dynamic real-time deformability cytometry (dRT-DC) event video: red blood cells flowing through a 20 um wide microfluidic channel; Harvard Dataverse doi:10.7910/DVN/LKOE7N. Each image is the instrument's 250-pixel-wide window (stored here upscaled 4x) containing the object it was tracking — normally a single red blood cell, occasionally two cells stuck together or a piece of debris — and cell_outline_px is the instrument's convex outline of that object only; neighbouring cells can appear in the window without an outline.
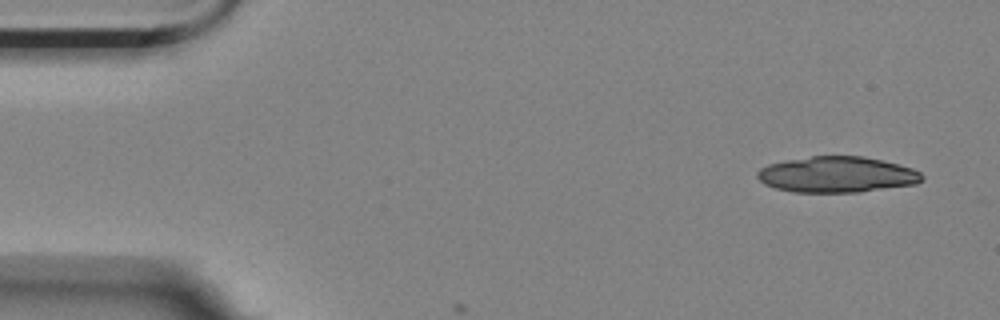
{"species": "Egyptian fruit bat (a non-hibernating species)", "species_latin": "Rousettus aegyptiacus", "temperature_condition": "room temperature", "stored_images_in_passage": 2, "camera_frame_rate_fps": 3000, "um_per_image_px": 0.085, "animal": {"sex": "female"}, "frame": {"image": 1, "passage_image": 1, "time_ms": 0.0, "image_size_px": [1000, 320], "cell_outline_px": [[924, 180], [916, 184], [860, 192], [792, 192], [776, 188], [764, 184], [756, 176], [756, 172], [760, 168], [768, 164], [788, 160], [812, 156], [864, 156], [912, 168], [920, 172], [924, 176]], "centroid_in_image_um": [71.14, 14.84], "position_along_channel_um": 13.9, "area_um2": 34.45}}